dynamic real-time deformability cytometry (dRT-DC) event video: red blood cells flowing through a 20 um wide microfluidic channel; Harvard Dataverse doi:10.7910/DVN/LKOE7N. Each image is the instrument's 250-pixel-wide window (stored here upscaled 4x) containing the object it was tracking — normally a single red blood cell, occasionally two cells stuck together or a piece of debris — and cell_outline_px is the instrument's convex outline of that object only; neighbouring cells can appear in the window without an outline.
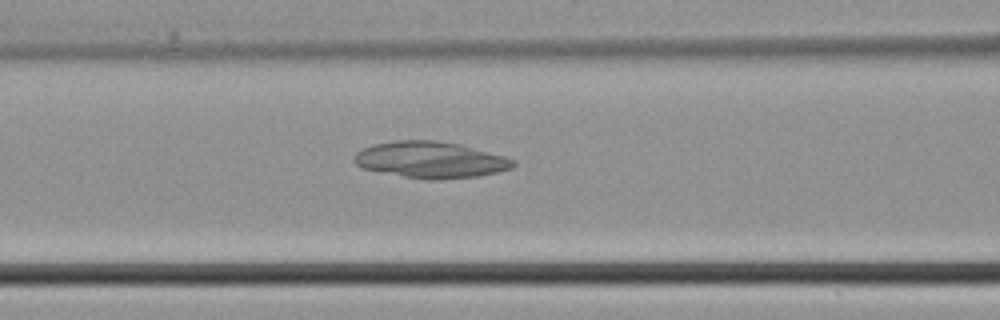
{"species": "common noctule bat (a hibernating species)", "species_latin": "Nyctalus noctula", "temperature_condition": "cold", "stored_images_in_passage": 33, "camera_frame_rate_fps": 3000, "um_per_image_px": 0.085, "animal": {"sex": "male", "body_mass_g": 21.5, "forearm_length_mm": 52.0}, "frame": {"image": 1, "passage_image": 7, "time_ms": 2.0, "image_size_px": [1000, 320], "cell_outline_px": [[516, 164], [512, 168], [480, 176], [440, 180], [424, 180], [364, 168], [356, 164], [352, 160], [352, 156], [356, 152], [372, 144], [392, 140], [436, 140], [460, 144], [504, 156], [516, 160]], "centroid_in_image_um": [36.6, 13.58], "position_along_channel_um": 130.0, "area_um2": 33.93}}
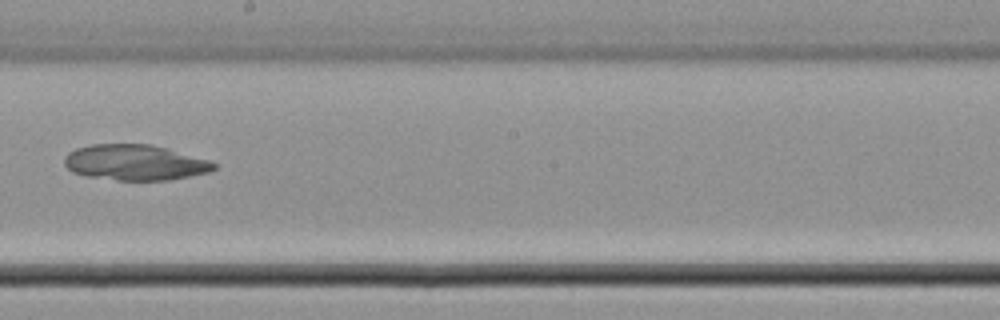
{"frame": {"image": 2, "passage_image": 14, "time_ms": 4.333, "image_size_px": [1000, 320], "cell_outline_px": [[216, 168], [208, 172], [168, 180], [116, 180], [84, 176], [72, 172], [64, 164], [64, 156], [68, 152], [76, 148], [92, 144], [148, 144], [164, 148], [208, 160], [216, 164]], "centroid_in_image_um": [11.4, 13.82], "position_along_channel_um": 236.8, "area_um2": 30.81}}
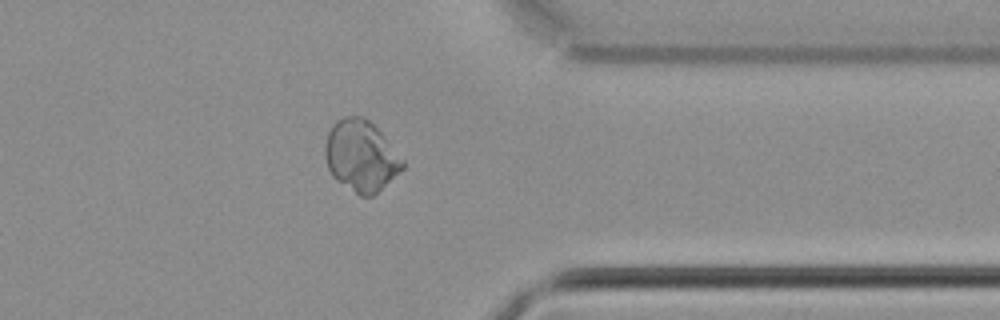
{"frame": {"image": 3, "passage_image": 24, "time_ms": 7.667, "image_size_px": [1000, 320], "cell_outline_px": [[404, 168], [400, 172], [372, 196], [360, 196], [336, 180], [332, 176], [328, 168], [324, 156], [324, 148], [328, 132], [332, 124], [336, 120], [344, 116], [364, 116], [380, 132], [404, 160]], "centroid_in_image_um": [30.65, 13.24], "position_along_channel_um": 380.7, "area_um2": 32.02}}